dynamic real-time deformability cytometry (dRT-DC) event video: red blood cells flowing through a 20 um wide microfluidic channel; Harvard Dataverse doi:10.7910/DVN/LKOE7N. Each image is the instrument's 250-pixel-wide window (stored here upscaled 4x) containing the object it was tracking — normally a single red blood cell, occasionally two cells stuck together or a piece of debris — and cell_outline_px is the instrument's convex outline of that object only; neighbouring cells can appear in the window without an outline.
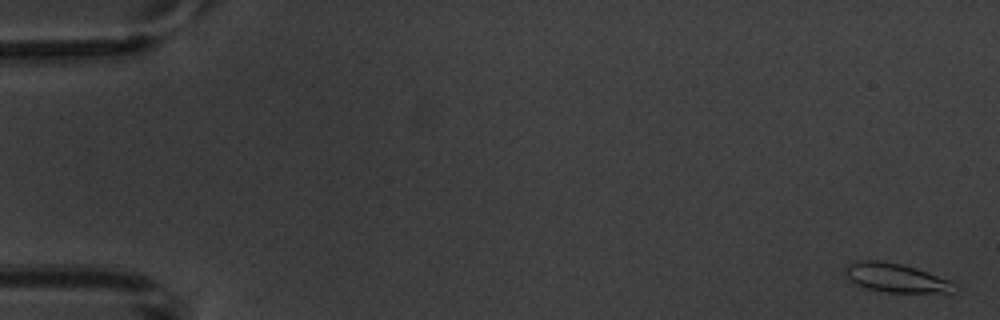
{"species": "common noctule bat (a hibernating species)", "species_latin": "Nyctalus noctula", "temperature_condition": "warm", "stored_images_in_passage": 6, "camera_frame_rate_fps": 3000, "um_per_image_px": 0.085, "animal": {"sex": "male", "body_mass_g": 20.1, "forearm_length_mm": 53.5}, "frame": {"image": 1, "passage_image": 1, "time_ms": 0.0, "image_size_px": [1000, 320], "cell_outline_px": [[960, 288], [952, 292], [888, 292], [864, 288], [856, 284], [844, 276], [844, 268], [848, 264], [856, 260], [880, 260], [900, 264], [916, 268], [948, 280]], "centroid_in_image_um": [76.09, 23.61], "position_along_channel_um": 8.9, "area_um2": 18.38}}
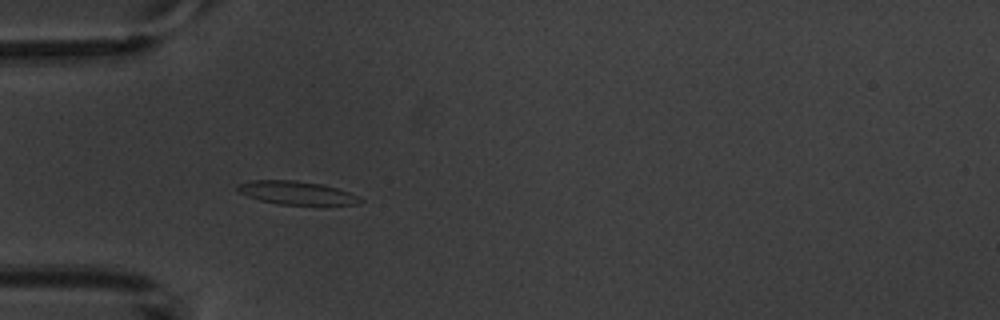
{"frame": {"image": 2, "passage_image": 5, "time_ms": 5.333, "image_size_px": [1000, 320], "cell_outline_px": [[364, 200], [356, 204], [276, 204], [260, 200], [248, 196], [240, 192], [236, 188], [236, 184], [252, 180], [296, 180], [324, 184], [348, 192]], "centroid_in_image_um": [25.15, 16.37], "position_along_channel_um": 59.8, "area_um2": 16.47}}